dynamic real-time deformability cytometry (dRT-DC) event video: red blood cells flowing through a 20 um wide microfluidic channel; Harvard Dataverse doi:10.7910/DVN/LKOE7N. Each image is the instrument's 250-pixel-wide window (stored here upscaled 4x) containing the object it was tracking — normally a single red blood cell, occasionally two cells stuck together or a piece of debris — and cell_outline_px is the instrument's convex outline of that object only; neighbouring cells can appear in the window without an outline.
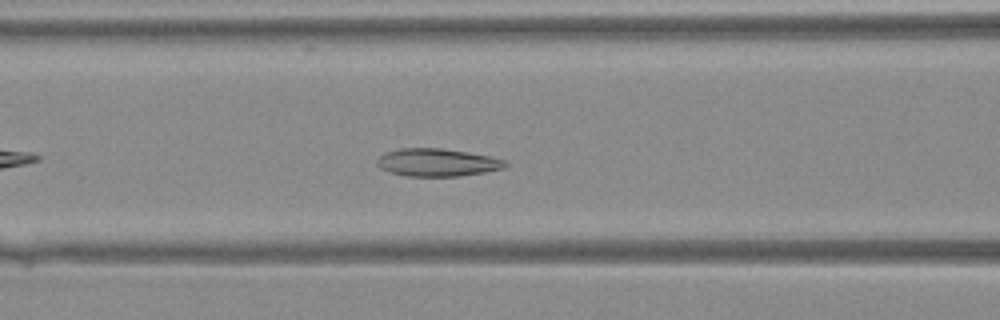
{"species": "Egyptian fruit bat (a non-hibernating species)", "species_latin": "Rousettus aegyptiacus", "temperature_condition": "warm", "stored_images_in_passage": 35, "camera_frame_rate_fps": 3000, "um_per_image_px": 0.085, "animal": {"sex": "female"}, "frame": {"image": 1, "passage_image": 10, "time_ms": 3.0, "image_size_px": [1000, 320], "cell_outline_px": [[508, 164], [504, 168], [484, 172], [460, 176], [404, 176], [388, 172], [380, 168], [376, 164], [376, 160], [384, 152], [400, 148], [440, 148], [468, 152], [508, 160]], "centroid_in_image_um": [37.14, 13.81], "position_along_channel_um": 129.5, "area_um2": 20.92}}
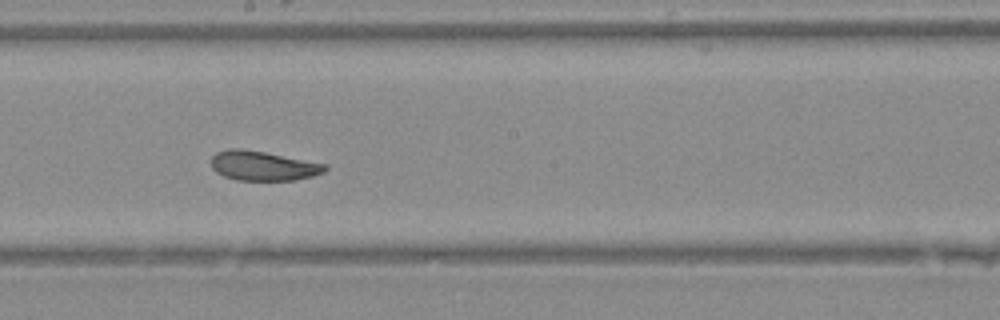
{"frame": {"image": 2, "passage_image": 16, "time_ms": 5.0, "image_size_px": [1000, 320], "cell_outline_px": [[328, 168], [324, 172], [312, 176], [296, 180], [236, 180], [224, 176], [216, 172], [212, 168], [212, 156], [216, 152], [228, 148], [240, 148], [264, 152], [328, 164]], "centroid_in_image_um": [22.36, 14.09], "position_along_channel_um": 225.8, "area_um2": 19.65}}
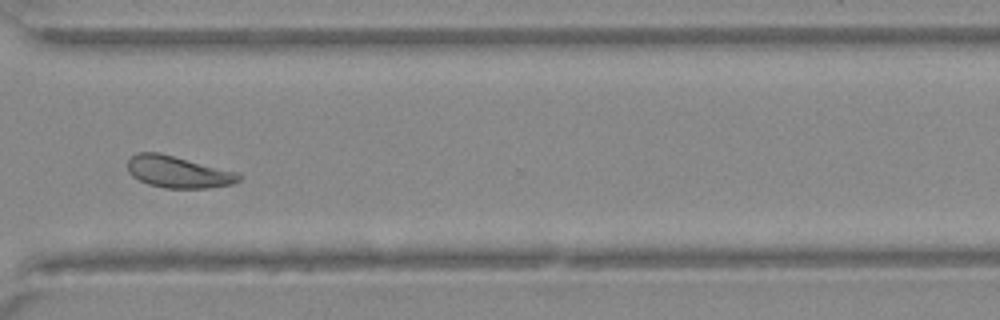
{"frame": {"image": 3, "passage_image": 24, "time_ms": 7.667, "image_size_px": [1000, 320], "cell_outline_px": [[240, 180], [232, 184], [208, 188], [164, 188], [148, 184], [132, 176], [128, 172], [128, 160], [132, 156], [140, 152], [160, 152], [240, 172]], "centroid_in_image_um": [15.17, 14.61], "position_along_channel_um": 355.4, "area_um2": 20.81}}